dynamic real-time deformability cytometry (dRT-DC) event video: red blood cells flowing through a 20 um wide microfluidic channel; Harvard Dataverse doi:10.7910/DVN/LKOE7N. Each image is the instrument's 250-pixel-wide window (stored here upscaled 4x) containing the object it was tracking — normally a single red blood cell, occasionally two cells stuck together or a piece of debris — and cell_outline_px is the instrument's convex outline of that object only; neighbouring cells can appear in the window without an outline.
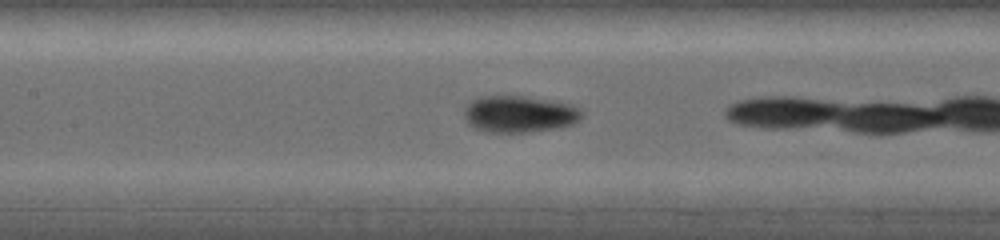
{"species": "common noctule bat (a hibernating species)", "species_latin": "Nyctalus noctula", "temperature_condition": "warm", "stored_images_in_passage": 34, "camera_frame_rate_fps": 5000, "um_per_image_px": 0.085, "animal": {"sex": "female", "body_mass_g": 19.0, "forearm_length_mm": 53.3}, "frame": {"image": 1, "passage_image": 10, "time_ms": 2.8, "image_size_px": [1000, 240], "cell_outline_px": [[580, 120], [572, 124], [556, 128], [528, 132], [488, 132], [476, 128], [468, 124], [464, 116], [464, 108], [472, 100], [480, 96], [528, 96], [568, 104], [580, 108]], "centroid_in_image_um": [44.1, 9.69], "position_along_channel_um": 163.3, "area_um2": 25.03}}
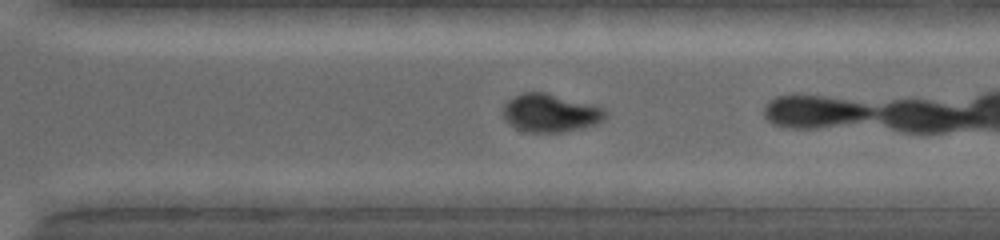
{"frame": {"image": 2, "passage_image": 25, "time_ms": 6.8, "image_size_px": [1000, 240], "cell_outline_px": [[608, 116], [604, 120], [596, 124], [584, 128], [560, 132], [528, 132], [516, 128], [504, 116], [504, 104], [512, 96], [524, 92], [544, 92], [604, 108], [608, 112]], "centroid_in_image_um": [46.82, 9.6], "position_along_channel_um": 323.8, "area_um2": 22.54}}